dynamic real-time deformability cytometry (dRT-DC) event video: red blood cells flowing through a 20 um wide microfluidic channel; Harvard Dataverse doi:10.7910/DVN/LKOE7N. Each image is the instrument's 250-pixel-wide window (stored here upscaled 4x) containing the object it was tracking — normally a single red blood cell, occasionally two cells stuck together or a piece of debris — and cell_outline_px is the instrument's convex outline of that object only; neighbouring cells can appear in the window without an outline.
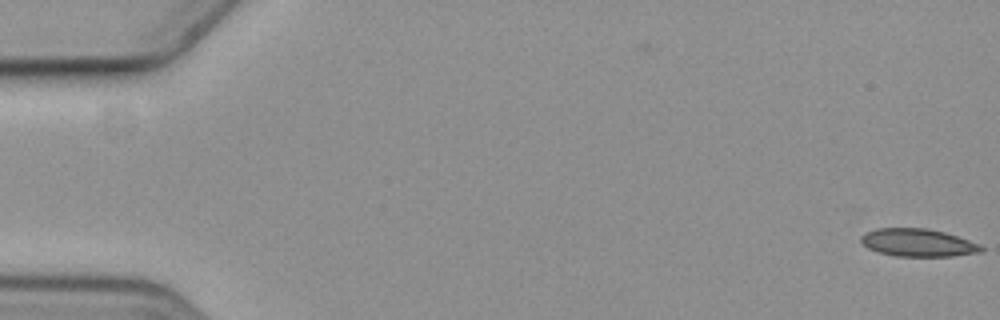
{"species": "common noctule bat (a hibernating species)", "species_latin": "Nyctalus noctula", "temperature_condition": "cold", "stored_images_in_passage": 6, "camera_frame_rate_fps": 3000, "um_per_image_px": 0.085, "animal": {"sex": "female", "body_mass_g": 19.3, "forearm_length_mm": 54.1}, "frame": {"image": 1, "passage_image": 1, "time_ms": 0.0, "image_size_px": [1000, 320], "cell_outline_px": [[984, 252], [952, 256], [896, 256], [880, 252], [868, 248], [860, 240], [860, 236], [864, 232], [876, 228], [924, 228], [944, 232], [980, 244], [984, 248]], "centroid_in_image_um": [78.03, 20.62], "position_along_channel_um": 7.0, "area_um2": 19.42}}
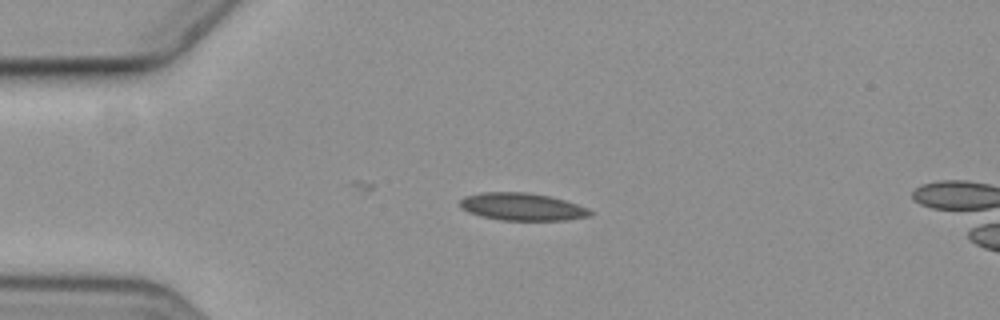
{"frame": {"image": 2, "passage_image": 5, "time_ms": 4.667, "image_size_px": [1000, 320], "cell_outline_px": [[596, 212], [592, 216], [568, 220], [500, 220], [480, 216], [468, 212], [460, 208], [460, 200], [464, 196], [480, 192], [524, 192], [548, 196], [564, 200], [588, 208]], "centroid_in_image_um": [44.39, 17.58], "position_along_channel_um": 40.6, "area_um2": 21.04}}